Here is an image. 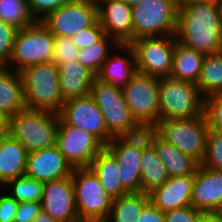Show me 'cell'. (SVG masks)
I'll return each mask as SVG.
<instances>
[{
  "label": "cell",
  "mask_w": 222,
  "mask_h": 222,
  "mask_svg": "<svg viewBox=\"0 0 222 222\" xmlns=\"http://www.w3.org/2000/svg\"><path fill=\"white\" fill-rule=\"evenodd\" d=\"M178 8V42L204 55L222 51V9L219 0Z\"/></svg>",
  "instance_id": "cell-1"
},
{
  "label": "cell",
  "mask_w": 222,
  "mask_h": 222,
  "mask_svg": "<svg viewBox=\"0 0 222 222\" xmlns=\"http://www.w3.org/2000/svg\"><path fill=\"white\" fill-rule=\"evenodd\" d=\"M25 104L28 109L59 113L64 99L60 91L59 70L52 61L21 70Z\"/></svg>",
  "instance_id": "cell-2"
},
{
  "label": "cell",
  "mask_w": 222,
  "mask_h": 222,
  "mask_svg": "<svg viewBox=\"0 0 222 222\" xmlns=\"http://www.w3.org/2000/svg\"><path fill=\"white\" fill-rule=\"evenodd\" d=\"M58 123L57 113L26 108L9 117L8 133L31 153L56 144Z\"/></svg>",
  "instance_id": "cell-3"
},
{
  "label": "cell",
  "mask_w": 222,
  "mask_h": 222,
  "mask_svg": "<svg viewBox=\"0 0 222 222\" xmlns=\"http://www.w3.org/2000/svg\"><path fill=\"white\" fill-rule=\"evenodd\" d=\"M205 98L197 84L172 77L159 78V121L204 114Z\"/></svg>",
  "instance_id": "cell-4"
},
{
  "label": "cell",
  "mask_w": 222,
  "mask_h": 222,
  "mask_svg": "<svg viewBox=\"0 0 222 222\" xmlns=\"http://www.w3.org/2000/svg\"><path fill=\"white\" fill-rule=\"evenodd\" d=\"M177 0H146L132 7L133 40L176 35Z\"/></svg>",
  "instance_id": "cell-5"
},
{
  "label": "cell",
  "mask_w": 222,
  "mask_h": 222,
  "mask_svg": "<svg viewBox=\"0 0 222 222\" xmlns=\"http://www.w3.org/2000/svg\"><path fill=\"white\" fill-rule=\"evenodd\" d=\"M55 36L41 22L33 24L17 31L13 49L7 68L20 72L24 68L50 62L53 59Z\"/></svg>",
  "instance_id": "cell-6"
},
{
  "label": "cell",
  "mask_w": 222,
  "mask_h": 222,
  "mask_svg": "<svg viewBox=\"0 0 222 222\" xmlns=\"http://www.w3.org/2000/svg\"><path fill=\"white\" fill-rule=\"evenodd\" d=\"M72 182L79 220H107L113 198L89 167L73 168Z\"/></svg>",
  "instance_id": "cell-7"
},
{
  "label": "cell",
  "mask_w": 222,
  "mask_h": 222,
  "mask_svg": "<svg viewBox=\"0 0 222 222\" xmlns=\"http://www.w3.org/2000/svg\"><path fill=\"white\" fill-rule=\"evenodd\" d=\"M159 136L200 164L206 153L209 130L205 113L194 118L166 119L158 122Z\"/></svg>",
  "instance_id": "cell-8"
},
{
  "label": "cell",
  "mask_w": 222,
  "mask_h": 222,
  "mask_svg": "<svg viewBox=\"0 0 222 222\" xmlns=\"http://www.w3.org/2000/svg\"><path fill=\"white\" fill-rule=\"evenodd\" d=\"M176 40V35L133 40L129 45L134 50L137 72L157 78L170 77Z\"/></svg>",
  "instance_id": "cell-9"
},
{
  "label": "cell",
  "mask_w": 222,
  "mask_h": 222,
  "mask_svg": "<svg viewBox=\"0 0 222 222\" xmlns=\"http://www.w3.org/2000/svg\"><path fill=\"white\" fill-rule=\"evenodd\" d=\"M98 20L96 0H70L41 22L55 37H72Z\"/></svg>",
  "instance_id": "cell-10"
},
{
  "label": "cell",
  "mask_w": 222,
  "mask_h": 222,
  "mask_svg": "<svg viewBox=\"0 0 222 222\" xmlns=\"http://www.w3.org/2000/svg\"><path fill=\"white\" fill-rule=\"evenodd\" d=\"M122 91L135 121L159 122V78L137 72Z\"/></svg>",
  "instance_id": "cell-11"
},
{
  "label": "cell",
  "mask_w": 222,
  "mask_h": 222,
  "mask_svg": "<svg viewBox=\"0 0 222 222\" xmlns=\"http://www.w3.org/2000/svg\"><path fill=\"white\" fill-rule=\"evenodd\" d=\"M90 95L103 113L107 131L113 138L119 137L135 122L125 101L122 87L95 78Z\"/></svg>",
  "instance_id": "cell-12"
},
{
  "label": "cell",
  "mask_w": 222,
  "mask_h": 222,
  "mask_svg": "<svg viewBox=\"0 0 222 222\" xmlns=\"http://www.w3.org/2000/svg\"><path fill=\"white\" fill-rule=\"evenodd\" d=\"M56 145L72 168L89 167L105 147L96 136L66 124L60 117Z\"/></svg>",
  "instance_id": "cell-13"
},
{
  "label": "cell",
  "mask_w": 222,
  "mask_h": 222,
  "mask_svg": "<svg viewBox=\"0 0 222 222\" xmlns=\"http://www.w3.org/2000/svg\"><path fill=\"white\" fill-rule=\"evenodd\" d=\"M58 115L66 124L93 134L105 146L113 139L107 131L103 113L90 94L65 100Z\"/></svg>",
  "instance_id": "cell-14"
},
{
  "label": "cell",
  "mask_w": 222,
  "mask_h": 222,
  "mask_svg": "<svg viewBox=\"0 0 222 222\" xmlns=\"http://www.w3.org/2000/svg\"><path fill=\"white\" fill-rule=\"evenodd\" d=\"M42 211L58 222H77L72 176L44 183Z\"/></svg>",
  "instance_id": "cell-15"
},
{
  "label": "cell",
  "mask_w": 222,
  "mask_h": 222,
  "mask_svg": "<svg viewBox=\"0 0 222 222\" xmlns=\"http://www.w3.org/2000/svg\"><path fill=\"white\" fill-rule=\"evenodd\" d=\"M98 20L105 35L118 44L133 41L132 7L124 0H96Z\"/></svg>",
  "instance_id": "cell-16"
},
{
  "label": "cell",
  "mask_w": 222,
  "mask_h": 222,
  "mask_svg": "<svg viewBox=\"0 0 222 222\" xmlns=\"http://www.w3.org/2000/svg\"><path fill=\"white\" fill-rule=\"evenodd\" d=\"M72 170L73 168L65 160L55 144L54 146L28 153L25 175L46 183L69 177Z\"/></svg>",
  "instance_id": "cell-17"
},
{
  "label": "cell",
  "mask_w": 222,
  "mask_h": 222,
  "mask_svg": "<svg viewBox=\"0 0 222 222\" xmlns=\"http://www.w3.org/2000/svg\"><path fill=\"white\" fill-rule=\"evenodd\" d=\"M191 206L203 213L217 212L222 206V171L199 165L193 183Z\"/></svg>",
  "instance_id": "cell-18"
},
{
  "label": "cell",
  "mask_w": 222,
  "mask_h": 222,
  "mask_svg": "<svg viewBox=\"0 0 222 222\" xmlns=\"http://www.w3.org/2000/svg\"><path fill=\"white\" fill-rule=\"evenodd\" d=\"M195 174L169 177L149 193L150 201L162 212L191 205Z\"/></svg>",
  "instance_id": "cell-19"
},
{
  "label": "cell",
  "mask_w": 222,
  "mask_h": 222,
  "mask_svg": "<svg viewBox=\"0 0 222 222\" xmlns=\"http://www.w3.org/2000/svg\"><path fill=\"white\" fill-rule=\"evenodd\" d=\"M118 160L122 186L128 192H141V150L127 145L120 137H114L105 146Z\"/></svg>",
  "instance_id": "cell-20"
},
{
  "label": "cell",
  "mask_w": 222,
  "mask_h": 222,
  "mask_svg": "<svg viewBox=\"0 0 222 222\" xmlns=\"http://www.w3.org/2000/svg\"><path fill=\"white\" fill-rule=\"evenodd\" d=\"M116 48L119 51L123 50L127 56L123 57V55L110 53L100 71L96 74V78L102 82L123 87L137 73V66L134 50L129 44H119Z\"/></svg>",
  "instance_id": "cell-21"
},
{
  "label": "cell",
  "mask_w": 222,
  "mask_h": 222,
  "mask_svg": "<svg viewBox=\"0 0 222 222\" xmlns=\"http://www.w3.org/2000/svg\"><path fill=\"white\" fill-rule=\"evenodd\" d=\"M60 91L64 100L90 94L96 74L78 61L58 65Z\"/></svg>",
  "instance_id": "cell-22"
},
{
  "label": "cell",
  "mask_w": 222,
  "mask_h": 222,
  "mask_svg": "<svg viewBox=\"0 0 222 222\" xmlns=\"http://www.w3.org/2000/svg\"><path fill=\"white\" fill-rule=\"evenodd\" d=\"M28 151L9 133L0 137V187L26 173Z\"/></svg>",
  "instance_id": "cell-23"
},
{
  "label": "cell",
  "mask_w": 222,
  "mask_h": 222,
  "mask_svg": "<svg viewBox=\"0 0 222 222\" xmlns=\"http://www.w3.org/2000/svg\"><path fill=\"white\" fill-rule=\"evenodd\" d=\"M26 108L20 73L0 67V112L9 118Z\"/></svg>",
  "instance_id": "cell-24"
},
{
  "label": "cell",
  "mask_w": 222,
  "mask_h": 222,
  "mask_svg": "<svg viewBox=\"0 0 222 222\" xmlns=\"http://www.w3.org/2000/svg\"><path fill=\"white\" fill-rule=\"evenodd\" d=\"M89 168L113 199L129 193L121 184L118 160L106 147L97 154Z\"/></svg>",
  "instance_id": "cell-25"
},
{
  "label": "cell",
  "mask_w": 222,
  "mask_h": 222,
  "mask_svg": "<svg viewBox=\"0 0 222 222\" xmlns=\"http://www.w3.org/2000/svg\"><path fill=\"white\" fill-rule=\"evenodd\" d=\"M153 147L165 166L169 177L195 174L200 165L194 158L183 153L160 136L157 137Z\"/></svg>",
  "instance_id": "cell-26"
},
{
  "label": "cell",
  "mask_w": 222,
  "mask_h": 222,
  "mask_svg": "<svg viewBox=\"0 0 222 222\" xmlns=\"http://www.w3.org/2000/svg\"><path fill=\"white\" fill-rule=\"evenodd\" d=\"M205 55L176 40L170 77L197 83Z\"/></svg>",
  "instance_id": "cell-27"
},
{
  "label": "cell",
  "mask_w": 222,
  "mask_h": 222,
  "mask_svg": "<svg viewBox=\"0 0 222 222\" xmlns=\"http://www.w3.org/2000/svg\"><path fill=\"white\" fill-rule=\"evenodd\" d=\"M150 201L146 192H129L112 201L108 222H137L144 206Z\"/></svg>",
  "instance_id": "cell-28"
},
{
  "label": "cell",
  "mask_w": 222,
  "mask_h": 222,
  "mask_svg": "<svg viewBox=\"0 0 222 222\" xmlns=\"http://www.w3.org/2000/svg\"><path fill=\"white\" fill-rule=\"evenodd\" d=\"M196 84L204 98L222 93V51L205 55Z\"/></svg>",
  "instance_id": "cell-29"
},
{
  "label": "cell",
  "mask_w": 222,
  "mask_h": 222,
  "mask_svg": "<svg viewBox=\"0 0 222 222\" xmlns=\"http://www.w3.org/2000/svg\"><path fill=\"white\" fill-rule=\"evenodd\" d=\"M141 164V192L149 193L169 179V174L154 147L142 152Z\"/></svg>",
  "instance_id": "cell-30"
},
{
  "label": "cell",
  "mask_w": 222,
  "mask_h": 222,
  "mask_svg": "<svg viewBox=\"0 0 222 222\" xmlns=\"http://www.w3.org/2000/svg\"><path fill=\"white\" fill-rule=\"evenodd\" d=\"M158 136V123L135 121L119 137L127 145L144 151L145 149L153 147Z\"/></svg>",
  "instance_id": "cell-31"
},
{
  "label": "cell",
  "mask_w": 222,
  "mask_h": 222,
  "mask_svg": "<svg viewBox=\"0 0 222 222\" xmlns=\"http://www.w3.org/2000/svg\"><path fill=\"white\" fill-rule=\"evenodd\" d=\"M0 21L17 30L36 22L30 12L28 0H0Z\"/></svg>",
  "instance_id": "cell-32"
},
{
  "label": "cell",
  "mask_w": 222,
  "mask_h": 222,
  "mask_svg": "<svg viewBox=\"0 0 222 222\" xmlns=\"http://www.w3.org/2000/svg\"><path fill=\"white\" fill-rule=\"evenodd\" d=\"M118 45L119 44L113 38L105 35L97 43H94L88 48L81 49L79 51L77 61L97 74L105 60L110 55L109 46H112L114 49V47H117Z\"/></svg>",
  "instance_id": "cell-33"
},
{
  "label": "cell",
  "mask_w": 222,
  "mask_h": 222,
  "mask_svg": "<svg viewBox=\"0 0 222 222\" xmlns=\"http://www.w3.org/2000/svg\"><path fill=\"white\" fill-rule=\"evenodd\" d=\"M4 186L11 188V193H9V190L7 193L18 203L26 201L41 202L43 197L44 183L27 175L10 180Z\"/></svg>",
  "instance_id": "cell-34"
},
{
  "label": "cell",
  "mask_w": 222,
  "mask_h": 222,
  "mask_svg": "<svg viewBox=\"0 0 222 222\" xmlns=\"http://www.w3.org/2000/svg\"><path fill=\"white\" fill-rule=\"evenodd\" d=\"M201 165L222 171V133L209 129L206 135V153Z\"/></svg>",
  "instance_id": "cell-35"
},
{
  "label": "cell",
  "mask_w": 222,
  "mask_h": 222,
  "mask_svg": "<svg viewBox=\"0 0 222 222\" xmlns=\"http://www.w3.org/2000/svg\"><path fill=\"white\" fill-rule=\"evenodd\" d=\"M79 51L80 49L70 37H55L52 62L58 66L71 61H77Z\"/></svg>",
  "instance_id": "cell-36"
},
{
  "label": "cell",
  "mask_w": 222,
  "mask_h": 222,
  "mask_svg": "<svg viewBox=\"0 0 222 222\" xmlns=\"http://www.w3.org/2000/svg\"><path fill=\"white\" fill-rule=\"evenodd\" d=\"M204 113L209 129L222 133V93H216L205 98Z\"/></svg>",
  "instance_id": "cell-37"
},
{
  "label": "cell",
  "mask_w": 222,
  "mask_h": 222,
  "mask_svg": "<svg viewBox=\"0 0 222 222\" xmlns=\"http://www.w3.org/2000/svg\"><path fill=\"white\" fill-rule=\"evenodd\" d=\"M17 29L0 21V67H7L11 57Z\"/></svg>",
  "instance_id": "cell-38"
},
{
  "label": "cell",
  "mask_w": 222,
  "mask_h": 222,
  "mask_svg": "<svg viewBox=\"0 0 222 222\" xmlns=\"http://www.w3.org/2000/svg\"><path fill=\"white\" fill-rule=\"evenodd\" d=\"M105 36V32L97 20L92 26L82 29L77 34L71 37L72 41L81 50L88 48L94 43H97Z\"/></svg>",
  "instance_id": "cell-39"
},
{
  "label": "cell",
  "mask_w": 222,
  "mask_h": 222,
  "mask_svg": "<svg viewBox=\"0 0 222 222\" xmlns=\"http://www.w3.org/2000/svg\"><path fill=\"white\" fill-rule=\"evenodd\" d=\"M203 214L191 205L164 212L165 222H201Z\"/></svg>",
  "instance_id": "cell-40"
},
{
  "label": "cell",
  "mask_w": 222,
  "mask_h": 222,
  "mask_svg": "<svg viewBox=\"0 0 222 222\" xmlns=\"http://www.w3.org/2000/svg\"><path fill=\"white\" fill-rule=\"evenodd\" d=\"M70 0H28L31 14L36 21H41L50 12L58 9Z\"/></svg>",
  "instance_id": "cell-41"
},
{
  "label": "cell",
  "mask_w": 222,
  "mask_h": 222,
  "mask_svg": "<svg viewBox=\"0 0 222 222\" xmlns=\"http://www.w3.org/2000/svg\"><path fill=\"white\" fill-rule=\"evenodd\" d=\"M42 210L41 202H20L14 222H32L35 216Z\"/></svg>",
  "instance_id": "cell-42"
},
{
  "label": "cell",
  "mask_w": 222,
  "mask_h": 222,
  "mask_svg": "<svg viewBox=\"0 0 222 222\" xmlns=\"http://www.w3.org/2000/svg\"><path fill=\"white\" fill-rule=\"evenodd\" d=\"M19 203L8 193L0 195V222H14Z\"/></svg>",
  "instance_id": "cell-43"
},
{
  "label": "cell",
  "mask_w": 222,
  "mask_h": 222,
  "mask_svg": "<svg viewBox=\"0 0 222 222\" xmlns=\"http://www.w3.org/2000/svg\"><path fill=\"white\" fill-rule=\"evenodd\" d=\"M137 222H165V215L164 212L149 201L142 209Z\"/></svg>",
  "instance_id": "cell-44"
},
{
  "label": "cell",
  "mask_w": 222,
  "mask_h": 222,
  "mask_svg": "<svg viewBox=\"0 0 222 222\" xmlns=\"http://www.w3.org/2000/svg\"><path fill=\"white\" fill-rule=\"evenodd\" d=\"M9 118L0 112V137L8 134Z\"/></svg>",
  "instance_id": "cell-45"
},
{
  "label": "cell",
  "mask_w": 222,
  "mask_h": 222,
  "mask_svg": "<svg viewBox=\"0 0 222 222\" xmlns=\"http://www.w3.org/2000/svg\"><path fill=\"white\" fill-rule=\"evenodd\" d=\"M32 222H58L55 219H53L48 213H45L44 211H40Z\"/></svg>",
  "instance_id": "cell-46"
},
{
  "label": "cell",
  "mask_w": 222,
  "mask_h": 222,
  "mask_svg": "<svg viewBox=\"0 0 222 222\" xmlns=\"http://www.w3.org/2000/svg\"><path fill=\"white\" fill-rule=\"evenodd\" d=\"M201 222H222V217L217 213H204Z\"/></svg>",
  "instance_id": "cell-47"
},
{
  "label": "cell",
  "mask_w": 222,
  "mask_h": 222,
  "mask_svg": "<svg viewBox=\"0 0 222 222\" xmlns=\"http://www.w3.org/2000/svg\"><path fill=\"white\" fill-rule=\"evenodd\" d=\"M211 1H216V0H177L178 7H186L192 4H201V3L211 2Z\"/></svg>",
  "instance_id": "cell-48"
},
{
  "label": "cell",
  "mask_w": 222,
  "mask_h": 222,
  "mask_svg": "<svg viewBox=\"0 0 222 222\" xmlns=\"http://www.w3.org/2000/svg\"><path fill=\"white\" fill-rule=\"evenodd\" d=\"M129 6L133 7L146 0H124Z\"/></svg>",
  "instance_id": "cell-49"
},
{
  "label": "cell",
  "mask_w": 222,
  "mask_h": 222,
  "mask_svg": "<svg viewBox=\"0 0 222 222\" xmlns=\"http://www.w3.org/2000/svg\"><path fill=\"white\" fill-rule=\"evenodd\" d=\"M85 222H108L107 220H85Z\"/></svg>",
  "instance_id": "cell-50"
},
{
  "label": "cell",
  "mask_w": 222,
  "mask_h": 222,
  "mask_svg": "<svg viewBox=\"0 0 222 222\" xmlns=\"http://www.w3.org/2000/svg\"><path fill=\"white\" fill-rule=\"evenodd\" d=\"M217 213L222 217V206H221L220 209L217 211Z\"/></svg>",
  "instance_id": "cell-51"
}]
</instances>
